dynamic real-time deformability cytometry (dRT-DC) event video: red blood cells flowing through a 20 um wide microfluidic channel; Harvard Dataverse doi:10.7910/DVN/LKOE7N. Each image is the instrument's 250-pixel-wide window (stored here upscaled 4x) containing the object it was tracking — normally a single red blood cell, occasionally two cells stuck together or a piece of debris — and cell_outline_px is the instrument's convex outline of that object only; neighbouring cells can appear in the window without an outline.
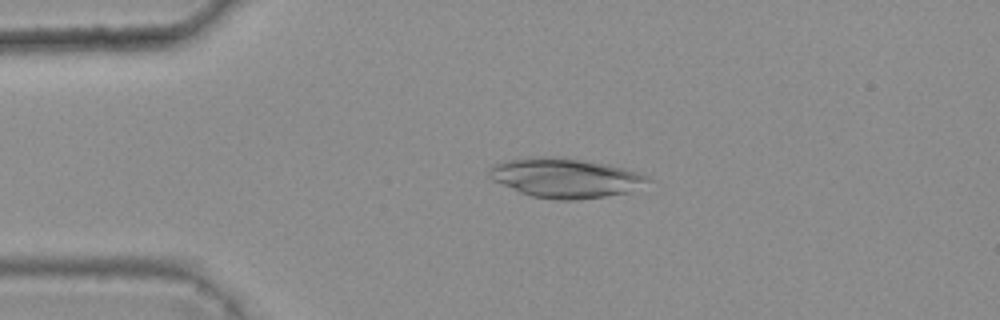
{"species": "common noctule bat (a hibernating species)", "species_latin": "Nyctalus noctula", "temperature_condition": "warm", "stored_images_in_passage": 44, "camera_frame_rate_fps": 3000, "um_per_image_px": 0.085, "animal": {"sex": "female", "body_mass_g": 25.1}, "frame": {"image": 1, "passage_image": 10, "time_ms": 3.0, "image_size_px": [1000, 320], "cell_outline_px": [[656, 180], [628, 192], [604, 196], [576, 200], [556, 200], [532, 196], [520, 192], [492, 180], [488, 176], [488, 168], [492, 164], [504, 160], [532, 156], [564, 156], [608, 164], [640, 172]], "centroid_in_image_um": [48.06, 15.09], "position_along_channel_um": 36.9, "area_um2": 37.22}}
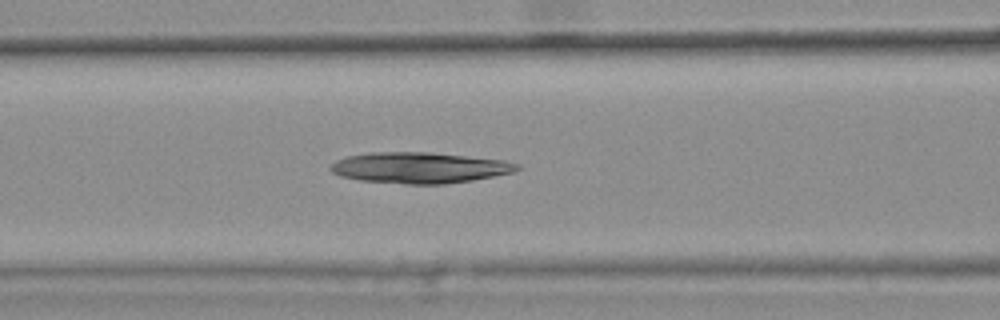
{"frame": {"image": 2, "passage_image": 20, "time_ms": 6.333, "image_size_px": [1000, 320], "cell_outline_px": [[520, 168], [512, 172], [472, 180], [444, 184], [404, 184], [360, 180], [340, 176], [332, 172], [328, 168], [336, 160], [348, 156], [372, 152], [428, 152], [504, 160], [520, 164]], "centroid_in_image_um": [35.63, 14.25], "position_along_channel_um": 131.0, "area_um2": 33.47}}
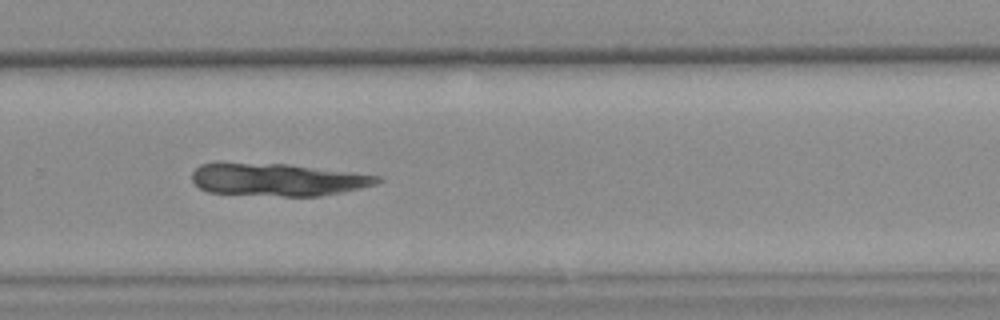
{"frame": {"image": 3, "passage_image": 34, "time_ms": 11.0, "image_size_px": [1000, 320], "cell_outline_px": [[384, 180], [376, 184], [360, 188], [320, 196], [284, 196], [208, 192], [200, 188], [192, 180], [192, 172], [200, 164], [216, 160], [220, 160], [288, 164], [352, 172], [380, 176]], "centroid_in_image_um": [23.52, 15.22], "position_along_channel_um": 306.3, "area_um2": 35.95}}